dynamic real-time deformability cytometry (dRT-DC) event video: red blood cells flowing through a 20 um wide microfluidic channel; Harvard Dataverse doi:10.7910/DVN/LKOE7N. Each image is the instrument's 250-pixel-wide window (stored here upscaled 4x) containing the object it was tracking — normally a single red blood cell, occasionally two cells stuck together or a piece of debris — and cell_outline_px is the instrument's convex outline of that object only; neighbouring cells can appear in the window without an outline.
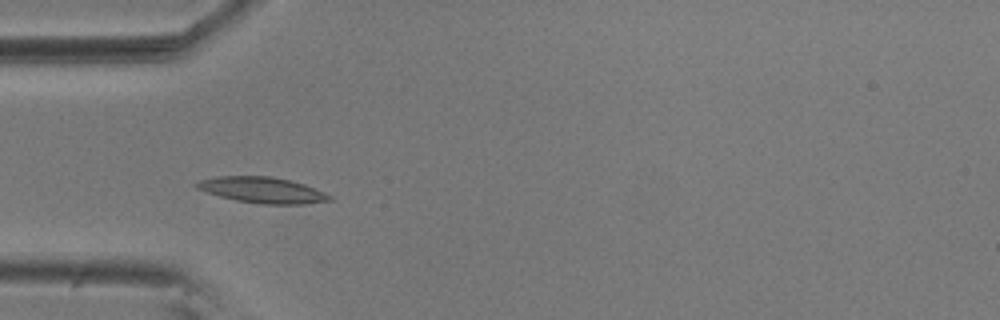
{"species": "common noctule bat (a hibernating species)", "species_latin": "Nyctalus noctula", "temperature_condition": "room temperature", "stored_images_in_passage": 53, "camera_frame_rate_fps": 3000, "um_per_image_px": 0.085, "animal": {"sex": "male", "body_mass_g": 20.5, "forearm_length_mm": 52.5}, "frame": {"image": 1, "passage_image": 16, "time_ms": 5.0, "image_size_px": [1000, 320], "cell_outline_px": [[332, 200], [304, 204], [260, 204], [236, 200], [220, 196], [196, 188], [192, 184], [200, 180], [216, 176], [272, 176], [304, 184], [324, 192], [332, 196]], "centroid_in_image_um": [22.28, 16.15], "position_along_channel_um": 62.7, "area_um2": 20.0}}
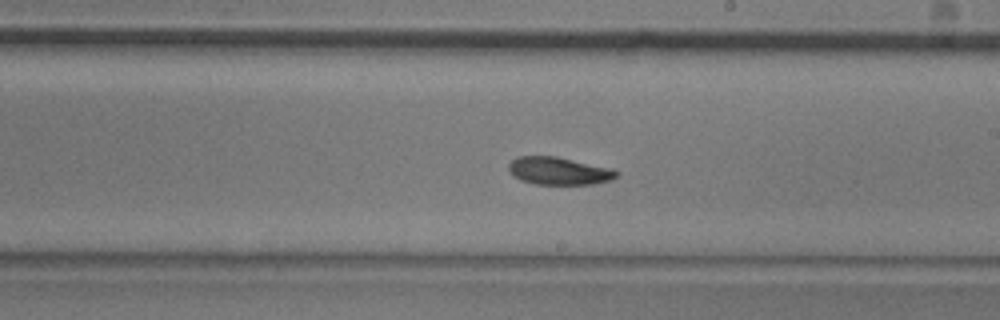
{"frame": {"image": 2, "passage_image": 31, "time_ms": 10.0, "image_size_px": [1000, 320], "cell_outline_px": [[620, 176], [612, 180], [596, 184], [536, 184], [520, 180], [512, 176], [508, 168], [508, 164], [516, 156], [556, 156], [612, 168], [620, 172]], "centroid_in_image_um": [47.53, 14.53], "position_along_channel_um": 241.5, "area_um2": 17.69}}
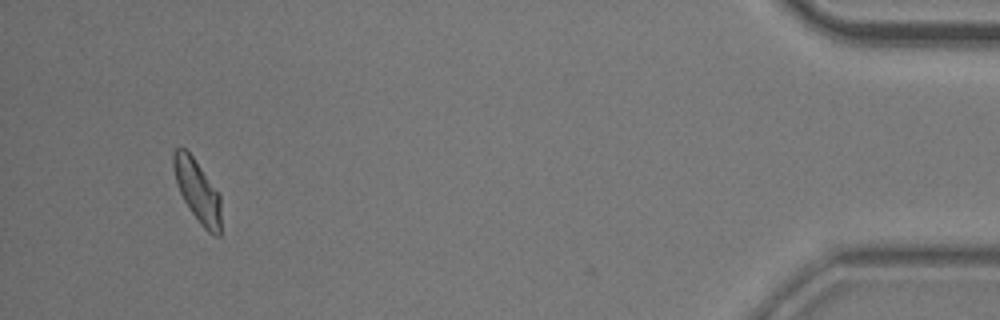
{"frame": {"image": 3, "passage_image": 52, "time_ms": 17.0, "image_size_px": [1000, 320], "cell_outline_px": [[220, 236], [216, 236], [208, 232], [200, 224], [184, 200], [176, 184], [172, 168], [172, 152], [176, 148], [184, 148], [192, 156], [220, 196]], "centroid_in_image_um": [16.74, 16.22], "position_along_channel_um": 418.5, "area_um2": 16.94}, "authors_computed_cell_mechanics": {"area_um2": 18.0336, "velocity_mm_per_s": 3.5825, "shape_relaxation_time_tau1_ms": 4.4546, "shape_relaxation_time_tau2_ms": null, "deformation_change_tau1": 0.1451, "deformation_change_tau2": null}}